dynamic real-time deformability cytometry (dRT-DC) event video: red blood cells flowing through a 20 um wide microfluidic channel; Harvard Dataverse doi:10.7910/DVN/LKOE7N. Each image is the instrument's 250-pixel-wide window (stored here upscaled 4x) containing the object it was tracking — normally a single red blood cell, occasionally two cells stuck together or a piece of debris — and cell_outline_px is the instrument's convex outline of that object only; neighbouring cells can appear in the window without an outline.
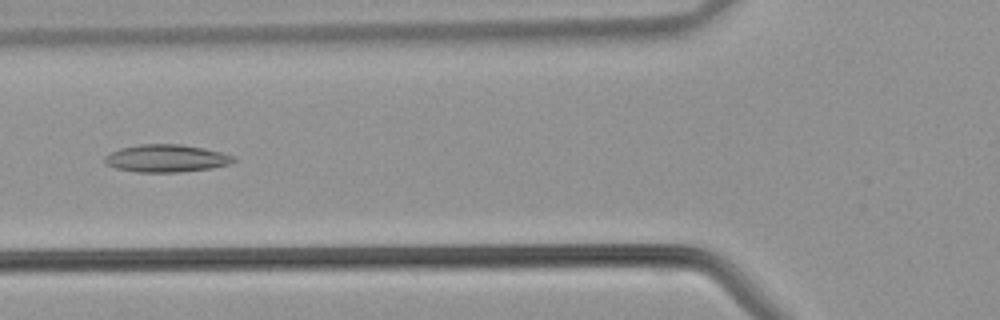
{"species": "common noctule bat (a hibernating species)", "species_latin": "Nyctalus noctula", "temperature_condition": "warm", "stored_images_in_passage": 41, "camera_frame_rate_fps": 3000, "um_per_image_px": 0.085, "animal": {"sex": "male", "body_mass_g": 21.5, "forearm_length_mm": 52.0}, "frame": {"image": 1, "passage_image": 15, "time_ms": 4.667, "image_size_px": [1000, 320], "cell_outline_px": [[236, 160], [232, 164], [212, 168], [180, 172], [136, 172], [116, 168], [104, 164], [104, 156], [120, 148], [140, 144], [180, 144], [204, 148], [236, 156]], "centroid_in_image_um": [14.15, 13.46], "position_along_channel_um": 111.6, "area_um2": 20.87}}
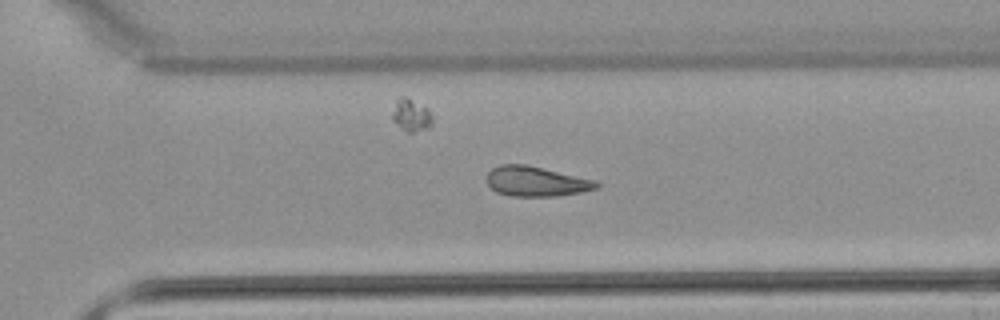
{"frame": {"image": 2, "passage_image": 28, "time_ms": 9.0, "image_size_px": [1000, 320], "cell_outline_px": [[600, 188], [580, 192], [556, 196], [512, 196], [496, 192], [488, 184], [488, 172], [492, 168], [500, 164], [528, 164], [596, 180], [600, 184]], "centroid_in_image_um": [45.6, 15.41], "position_along_channel_um": 325.0, "area_um2": 19.25}}
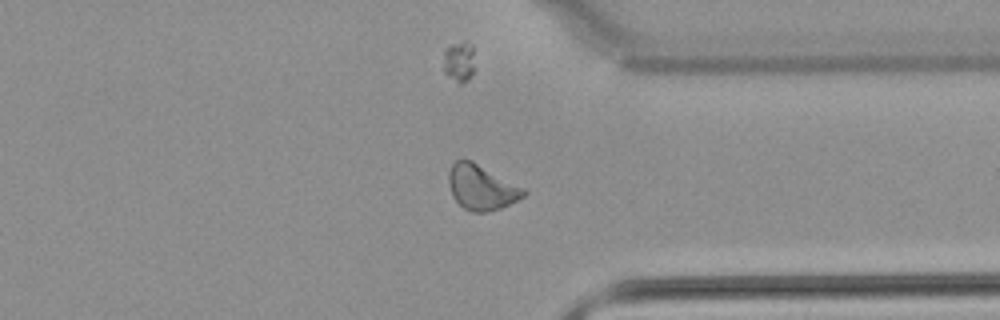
{"frame": {"image": 3, "passage_image": 31, "time_ms": 10.0, "image_size_px": [1000, 320], "cell_outline_px": [[528, 192], [524, 196], [500, 208], [484, 212], [472, 212], [464, 208], [452, 196], [448, 180], [448, 172], [452, 164], [456, 160], [472, 160], [524, 188]], "centroid_in_image_um": [40.91, 15.91], "position_along_channel_um": 370.5, "area_um2": 19.48}}